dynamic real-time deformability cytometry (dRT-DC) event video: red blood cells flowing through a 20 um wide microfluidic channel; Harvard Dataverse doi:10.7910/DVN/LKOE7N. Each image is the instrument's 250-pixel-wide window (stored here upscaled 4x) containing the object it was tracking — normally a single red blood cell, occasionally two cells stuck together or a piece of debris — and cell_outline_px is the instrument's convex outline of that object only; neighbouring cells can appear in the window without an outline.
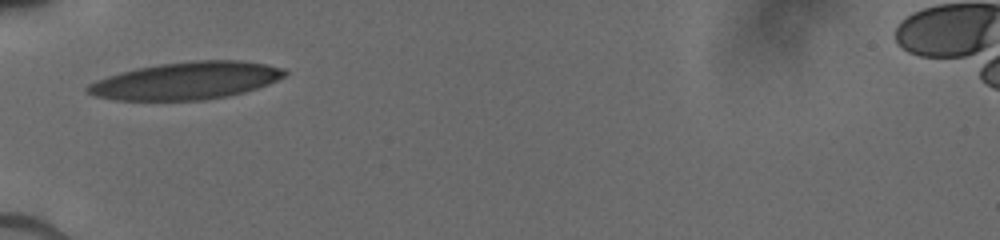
{"species": "human", "species_latin": "Homo sapiens", "temperature_condition": "cold", "stored_images_in_passage": 9, "camera_frame_rate_fps": 3000, "um_per_image_px": 0.085, "donor": {"sex": "male"}, "frame": {"image": 1, "passage_image": 1, "time_ms": 0.0, "image_size_px": [1000, 240], "cell_outline_px": [[288, 72], [284, 76], [268, 84], [244, 92], [228, 96], [204, 100], [116, 100], [96, 96], [88, 92], [84, 88], [88, 84], [96, 80], [120, 72], [136, 68], [160, 64], [192, 60], [240, 60], [264, 64], [284, 68]], "centroid_in_image_um": [15.82, 6.86], "position_along_channel_um": 69.2, "area_um2": 42.89}}
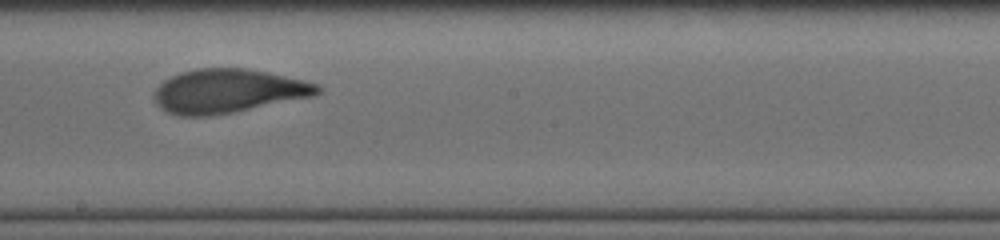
{"frame": {"image": 2, "passage_image": 5, "time_ms": 4.0, "image_size_px": [1000, 240], "cell_outline_px": [[320, 92], [312, 96], [232, 112], [208, 116], [180, 116], [168, 112], [156, 104], [152, 96], [156, 88], [164, 80], [180, 72], [196, 68], [244, 68], [268, 72], [304, 80], [316, 84], [320, 88]], "centroid_in_image_um": [19.32, 7.73], "position_along_channel_um": 228.9, "area_um2": 41.44}}
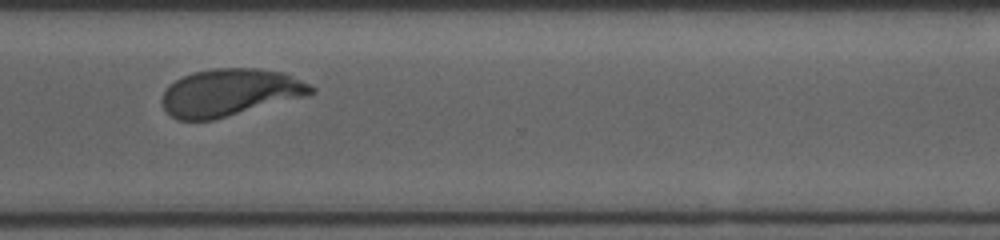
{"frame": {"image": 3, "passage_image": 8, "time_ms": 7.0, "image_size_px": [1000, 240], "cell_outline_px": [[316, 92], [308, 96], [212, 120], [176, 120], [164, 108], [164, 92], [176, 80], [192, 72], [212, 68], [260, 68], [284, 72], [316, 88]], "centroid_in_image_um": [19.6, 7.85], "position_along_channel_um": 351.0, "area_um2": 40.86}}